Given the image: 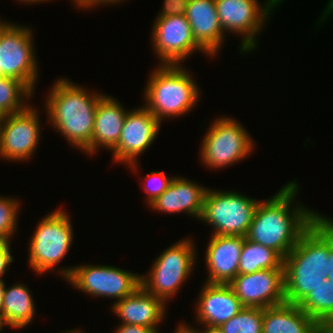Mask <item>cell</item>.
I'll use <instances>...</instances> for the list:
<instances>
[{
    "mask_svg": "<svg viewBox=\"0 0 333 333\" xmlns=\"http://www.w3.org/2000/svg\"><path fill=\"white\" fill-rule=\"evenodd\" d=\"M297 185L295 181L287 183L270 199L260 201L245 236L250 241L272 248L283 258L320 215L298 204L295 208L291 206L295 195H298Z\"/></svg>",
    "mask_w": 333,
    "mask_h": 333,
    "instance_id": "obj_1",
    "label": "cell"
},
{
    "mask_svg": "<svg viewBox=\"0 0 333 333\" xmlns=\"http://www.w3.org/2000/svg\"><path fill=\"white\" fill-rule=\"evenodd\" d=\"M329 219L321 214L284 258L285 301L299 304L328 275Z\"/></svg>",
    "mask_w": 333,
    "mask_h": 333,
    "instance_id": "obj_2",
    "label": "cell"
},
{
    "mask_svg": "<svg viewBox=\"0 0 333 333\" xmlns=\"http://www.w3.org/2000/svg\"><path fill=\"white\" fill-rule=\"evenodd\" d=\"M51 88L45 102L48 121L71 145L85 152L92 142L96 105L104 94L89 93L65 78Z\"/></svg>",
    "mask_w": 333,
    "mask_h": 333,
    "instance_id": "obj_3",
    "label": "cell"
},
{
    "mask_svg": "<svg viewBox=\"0 0 333 333\" xmlns=\"http://www.w3.org/2000/svg\"><path fill=\"white\" fill-rule=\"evenodd\" d=\"M192 77L181 64H159L147 82L143 106L160 122L187 114L200 97Z\"/></svg>",
    "mask_w": 333,
    "mask_h": 333,
    "instance_id": "obj_4",
    "label": "cell"
},
{
    "mask_svg": "<svg viewBox=\"0 0 333 333\" xmlns=\"http://www.w3.org/2000/svg\"><path fill=\"white\" fill-rule=\"evenodd\" d=\"M192 241L182 239L165 249L155 259L149 275L140 276L141 286L151 295L168 302L194 270L197 259Z\"/></svg>",
    "mask_w": 333,
    "mask_h": 333,
    "instance_id": "obj_5",
    "label": "cell"
},
{
    "mask_svg": "<svg viewBox=\"0 0 333 333\" xmlns=\"http://www.w3.org/2000/svg\"><path fill=\"white\" fill-rule=\"evenodd\" d=\"M259 202L232 190L207 189L200 221L213 226V235L246 236Z\"/></svg>",
    "mask_w": 333,
    "mask_h": 333,
    "instance_id": "obj_6",
    "label": "cell"
},
{
    "mask_svg": "<svg viewBox=\"0 0 333 333\" xmlns=\"http://www.w3.org/2000/svg\"><path fill=\"white\" fill-rule=\"evenodd\" d=\"M66 211L55 210L41 219L29 241V266L36 273L52 270L73 243V228Z\"/></svg>",
    "mask_w": 333,
    "mask_h": 333,
    "instance_id": "obj_7",
    "label": "cell"
},
{
    "mask_svg": "<svg viewBox=\"0 0 333 333\" xmlns=\"http://www.w3.org/2000/svg\"><path fill=\"white\" fill-rule=\"evenodd\" d=\"M212 123L200 148L203 165L216 170L237 163L251 154L254 142L240 122L231 117H221Z\"/></svg>",
    "mask_w": 333,
    "mask_h": 333,
    "instance_id": "obj_8",
    "label": "cell"
},
{
    "mask_svg": "<svg viewBox=\"0 0 333 333\" xmlns=\"http://www.w3.org/2000/svg\"><path fill=\"white\" fill-rule=\"evenodd\" d=\"M60 275L77 290L117 302L141 286L140 275L108 265H78L61 269Z\"/></svg>",
    "mask_w": 333,
    "mask_h": 333,
    "instance_id": "obj_9",
    "label": "cell"
},
{
    "mask_svg": "<svg viewBox=\"0 0 333 333\" xmlns=\"http://www.w3.org/2000/svg\"><path fill=\"white\" fill-rule=\"evenodd\" d=\"M30 28L0 20V70L23 82L32 92L38 77Z\"/></svg>",
    "mask_w": 333,
    "mask_h": 333,
    "instance_id": "obj_10",
    "label": "cell"
},
{
    "mask_svg": "<svg viewBox=\"0 0 333 333\" xmlns=\"http://www.w3.org/2000/svg\"><path fill=\"white\" fill-rule=\"evenodd\" d=\"M38 114L29 105L21 112L4 116L0 131L1 158L19 162L32 157L41 133Z\"/></svg>",
    "mask_w": 333,
    "mask_h": 333,
    "instance_id": "obj_11",
    "label": "cell"
},
{
    "mask_svg": "<svg viewBox=\"0 0 333 333\" xmlns=\"http://www.w3.org/2000/svg\"><path fill=\"white\" fill-rule=\"evenodd\" d=\"M151 37L160 64L180 65L196 50L207 54L196 43L185 15L156 18Z\"/></svg>",
    "mask_w": 333,
    "mask_h": 333,
    "instance_id": "obj_12",
    "label": "cell"
},
{
    "mask_svg": "<svg viewBox=\"0 0 333 333\" xmlns=\"http://www.w3.org/2000/svg\"><path fill=\"white\" fill-rule=\"evenodd\" d=\"M160 126L161 122L144 106L128 111L118 144L111 150L114 160L126 163L135 172L137 156L154 142Z\"/></svg>",
    "mask_w": 333,
    "mask_h": 333,
    "instance_id": "obj_13",
    "label": "cell"
},
{
    "mask_svg": "<svg viewBox=\"0 0 333 333\" xmlns=\"http://www.w3.org/2000/svg\"><path fill=\"white\" fill-rule=\"evenodd\" d=\"M229 285L244 307L264 309L286 302L284 268L238 274Z\"/></svg>",
    "mask_w": 333,
    "mask_h": 333,
    "instance_id": "obj_14",
    "label": "cell"
},
{
    "mask_svg": "<svg viewBox=\"0 0 333 333\" xmlns=\"http://www.w3.org/2000/svg\"><path fill=\"white\" fill-rule=\"evenodd\" d=\"M196 305V321L212 327H220L244 309L232 287L221 283L205 282Z\"/></svg>",
    "mask_w": 333,
    "mask_h": 333,
    "instance_id": "obj_15",
    "label": "cell"
},
{
    "mask_svg": "<svg viewBox=\"0 0 333 333\" xmlns=\"http://www.w3.org/2000/svg\"><path fill=\"white\" fill-rule=\"evenodd\" d=\"M245 236L211 235L205 254L207 283L229 284L238 275Z\"/></svg>",
    "mask_w": 333,
    "mask_h": 333,
    "instance_id": "obj_16",
    "label": "cell"
},
{
    "mask_svg": "<svg viewBox=\"0 0 333 333\" xmlns=\"http://www.w3.org/2000/svg\"><path fill=\"white\" fill-rule=\"evenodd\" d=\"M112 311L121 318V324H132L154 329L157 333L158 325L166 316V303L151 295L142 286L122 300L113 302Z\"/></svg>",
    "mask_w": 333,
    "mask_h": 333,
    "instance_id": "obj_17",
    "label": "cell"
},
{
    "mask_svg": "<svg viewBox=\"0 0 333 333\" xmlns=\"http://www.w3.org/2000/svg\"><path fill=\"white\" fill-rule=\"evenodd\" d=\"M185 16L191 25L196 43L208 56H215L225 37L216 11L215 0H189Z\"/></svg>",
    "mask_w": 333,
    "mask_h": 333,
    "instance_id": "obj_18",
    "label": "cell"
},
{
    "mask_svg": "<svg viewBox=\"0 0 333 333\" xmlns=\"http://www.w3.org/2000/svg\"><path fill=\"white\" fill-rule=\"evenodd\" d=\"M127 113L116 98L103 95L96 105L92 142L85 152L91 155L100 146L112 150L118 144Z\"/></svg>",
    "mask_w": 333,
    "mask_h": 333,
    "instance_id": "obj_19",
    "label": "cell"
},
{
    "mask_svg": "<svg viewBox=\"0 0 333 333\" xmlns=\"http://www.w3.org/2000/svg\"><path fill=\"white\" fill-rule=\"evenodd\" d=\"M207 189L189 179L174 177L166 191L150 205V209L173 214L184 212L199 220Z\"/></svg>",
    "mask_w": 333,
    "mask_h": 333,
    "instance_id": "obj_20",
    "label": "cell"
},
{
    "mask_svg": "<svg viewBox=\"0 0 333 333\" xmlns=\"http://www.w3.org/2000/svg\"><path fill=\"white\" fill-rule=\"evenodd\" d=\"M263 333H320V326L298 304L263 309Z\"/></svg>",
    "mask_w": 333,
    "mask_h": 333,
    "instance_id": "obj_21",
    "label": "cell"
},
{
    "mask_svg": "<svg viewBox=\"0 0 333 333\" xmlns=\"http://www.w3.org/2000/svg\"><path fill=\"white\" fill-rule=\"evenodd\" d=\"M31 291L23 284H14L4 290L1 307V322L3 326L20 329L30 324L35 315V305Z\"/></svg>",
    "mask_w": 333,
    "mask_h": 333,
    "instance_id": "obj_22",
    "label": "cell"
},
{
    "mask_svg": "<svg viewBox=\"0 0 333 333\" xmlns=\"http://www.w3.org/2000/svg\"><path fill=\"white\" fill-rule=\"evenodd\" d=\"M284 268V258L272 248L245 237L241 250L238 274H249L264 269Z\"/></svg>",
    "mask_w": 333,
    "mask_h": 333,
    "instance_id": "obj_23",
    "label": "cell"
},
{
    "mask_svg": "<svg viewBox=\"0 0 333 333\" xmlns=\"http://www.w3.org/2000/svg\"><path fill=\"white\" fill-rule=\"evenodd\" d=\"M298 306L319 326L333 318V283L324 280L323 284L311 291Z\"/></svg>",
    "mask_w": 333,
    "mask_h": 333,
    "instance_id": "obj_24",
    "label": "cell"
},
{
    "mask_svg": "<svg viewBox=\"0 0 333 333\" xmlns=\"http://www.w3.org/2000/svg\"><path fill=\"white\" fill-rule=\"evenodd\" d=\"M32 95L33 92L18 79L12 77L1 78L0 114L6 116L23 111L29 106L25 100H28Z\"/></svg>",
    "mask_w": 333,
    "mask_h": 333,
    "instance_id": "obj_25",
    "label": "cell"
},
{
    "mask_svg": "<svg viewBox=\"0 0 333 333\" xmlns=\"http://www.w3.org/2000/svg\"><path fill=\"white\" fill-rule=\"evenodd\" d=\"M220 329L224 333H263V309L244 307Z\"/></svg>",
    "mask_w": 333,
    "mask_h": 333,
    "instance_id": "obj_26",
    "label": "cell"
},
{
    "mask_svg": "<svg viewBox=\"0 0 333 333\" xmlns=\"http://www.w3.org/2000/svg\"><path fill=\"white\" fill-rule=\"evenodd\" d=\"M19 203L17 199L0 196V237L10 243L17 229Z\"/></svg>",
    "mask_w": 333,
    "mask_h": 333,
    "instance_id": "obj_27",
    "label": "cell"
},
{
    "mask_svg": "<svg viewBox=\"0 0 333 333\" xmlns=\"http://www.w3.org/2000/svg\"><path fill=\"white\" fill-rule=\"evenodd\" d=\"M173 179L172 176L167 177L163 171H151L146 176L147 184L143 188L148 193L146 200L149 206L166 191Z\"/></svg>",
    "mask_w": 333,
    "mask_h": 333,
    "instance_id": "obj_28",
    "label": "cell"
},
{
    "mask_svg": "<svg viewBox=\"0 0 333 333\" xmlns=\"http://www.w3.org/2000/svg\"><path fill=\"white\" fill-rule=\"evenodd\" d=\"M189 0H164L163 9L157 18L185 15Z\"/></svg>",
    "mask_w": 333,
    "mask_h": 333,
    "instance_id": "obj_29",
    "label": "cell"
},
{
    "mask_svg": "<svg viewBox=\"0 0 333 333\" xmlns=\"http://www.w3.org/2000/svg\"><path fill=\"white\" fill-rule=\"evenodd\" d=\"M10 242L0 251V281L3 275L6 273L8 265L14 260L11 254Z\"/></svg>",
    "mask_w": 333,
    "mask_h": 333,
    "instance_id": "obj_30",
    "label": "cell"
},
{
    "mask_svg": "<svg viewBox=\"0 0 333 333\" xmlns=\"http://www.w3.org/2000/svg\"><path fill=\"white\" fill-rule=\"evenodd\" d=\"M327 280L333 283V220L329 218V257Z\"/></svg>",
    "mask_w": 333,
    "mask_h": 333,
    "instance_id": "obj_31",
    "label": "cell"
},
{
    "mask_svg": "<svg viewBox=\"0 0 333 333\" xmlns=\"http://www.w3.org/2000/svg\"><path fill=\"white\" fill-rule=\"evenodd\" d=\"M115 333H157L154 329L132 324H121Z\"/></svg>",
    "mask_w": 333,
    "mask_h": 333,
    "instance_id": "obj_32",
    "label": "cell"
},
{
    "mask_svg": "<svg viewBox=\"0 0 333 333\" xmlns=\"http://www.w3.org/2000/svg\"><path fill=\"white\" fill-rule=\"evenodd\" d=\"M123 1V0H122ZM121 0H82L78 5L77 7H80V8H93L94 6H96L97 4L100 5V4H118L120 3Z\"/></svg>",
    "mask_w": 333,
    "mask_h": 333,
    "instance_id": "obj_33",
    "label": "cell"
},
{
    "mask_svg": "<svg viewBox=\"0 0 333 333\" xmlns=\"http://www.w3.org/2000/svg\"><path fill=\"white\" fill-rule=\"evenodd\" d=\"M174 333H197V329H194L192 326L186 324L178 325Z\"/></svg>",
    "mask_w": 333,
    "mask_h": 333,
    "instance_id": "obj_34",
    "label": "cell"
},
{
    "mask_svg": "<svg viewBox=\"0 0 333 333\" xmlns=\"http://www.w3.org/2000/svg\"><path fill=\"white\" fill-rule=\"evenodd\" d=\"M320 333H333V318L320 326Z\"/></svg>",
    "mask_w": 333,
    "mask_h": 333,
    "instance_id": "obj_35",
    "label": "cell"
},
{
    "mask_svg": "<svg viewBox=\"0 0 333 333\" xmlns=\"http://www.w3.org/2000/svg\"><path fill=\"white\" fill-rule=\"evenodd\" d=\"M204 327L206 328L205 330L199 331L197 330V333H224L220 327H212V326H207L204 325Z\"/></svg>",
    "mask_w": 333,
    "mask_h": 333,
    "instance_id": "obj_36",
    "label": "cell"
},
{
    "mask_svg": "<svg viewBox=\"0 0 333 333\" xmlns=\"http://www.w3.org/2000/svg\"><path fill=\"white\" fill-rule=\"evenodd\" d=\"M4 290H5V282L4 280L0 281V319H1V307L4 299Z\"/></svg>",
    "mask_w": 333,
    "mask_h": 333,
    "instance_id": "obj_37",
    "label": "cell"
},
{
    "mask_svg": "<svg viewBox=\"0 0 333 333\" xmlns=\"http://www.w3.org/2000/svg\"><path fill=\"white\" fill-rule=\"evenodd\" d=\"M44 1L47 2L48 0H20V2H24V3H28V4H29V3H30V4H31V3L34 4V3L44 2Z\"/></svg>",
    "mask_w": 333,
    "mask_h": 333,
    "instance_id": "obj_38",
    "label": "cell"
},
{
    "mask_svg": "<svg viewBox=\"0 0 333 333\" xmlns=\"http://www.w3.org/2000/svg\"><path fill=\"white\" fill-rule=\"evenodd\" d=\"M9 242L4 238L0 237V251L8 244Z\"/></svg>",
    "mask_w": 333,
    "mask_h": 333,
    "instance_id": "obj_39",
    "label": "cell"
},
{
    "mask_svg": "<svg viewBox=\"0 0 333 333\" xmlns=\"http://www.w3.org/2000/svg\"><path fill=\"white\" fill-rule=\"evenodd\" d=\"M66 333H81V332H80V330H72V331L70 330V331H66Z\"/></svg>",
    "mask_w": 333,
    "mask_h": 333,
    "instance_id": "obj_40",
    "label": "cell"
},
{
    "mask_svg": "<svg viewBox=\"0 0 333 333\" xmlns=\"http://www.w3.org/2000/svg\"><path fill=\"white\" fill-rule=\"evenodd\" d=\"M3 118H4V116L0 114V131H1V124H2Z\"/></svg>",
    "mask_w": 333,
    "mask_h": 333,
    "instance_id": "obj_41",
    "label": "cell"
},
{
    "mask_svg": "<svg viewBox=\"0 0 333 333\" xmlns=\"http://www.w3.org/2000/svg\"><path fill=\"white\" fill-rule=\"evenodd\" d=\"M4 77H6V76L3 74V71L0 70V79H1V78H4Z\"/></svg>",
    "mask_w": 333,
    "mask_h": 333,
    "instance_id": "obj_42",
    "label": "cell"
},
{
    "mask_svg": "<svg viewBox=\"0 0 333 333\" xmlns=\"http://www.w3.org/2000/svg\"><path fill=\"white\" fill-rule=\"evenodd\" d=\"M75 2V5H78L82 0H72Z\"/></svg>",
    "mask_w": 333,
    "mask_h": 333,
    "instance_id": "obj_43",
    "label": "cell"
},
{
    "mask_svg": "<svg viewBox=\"0 0 333 333\" xmlns=\"http://www.w3.org/2000/svg\"><path fill=\"white\" fill-rule=\"evenodd\" d=\"M3 328H4V326H3L2 322H1V319H0V332Z\"/></svg>",
    "mask_w": 333,
    "mask_h": 333,
    "instance_id": "obj_44",
    "label": "cell"
}]
</instances>
